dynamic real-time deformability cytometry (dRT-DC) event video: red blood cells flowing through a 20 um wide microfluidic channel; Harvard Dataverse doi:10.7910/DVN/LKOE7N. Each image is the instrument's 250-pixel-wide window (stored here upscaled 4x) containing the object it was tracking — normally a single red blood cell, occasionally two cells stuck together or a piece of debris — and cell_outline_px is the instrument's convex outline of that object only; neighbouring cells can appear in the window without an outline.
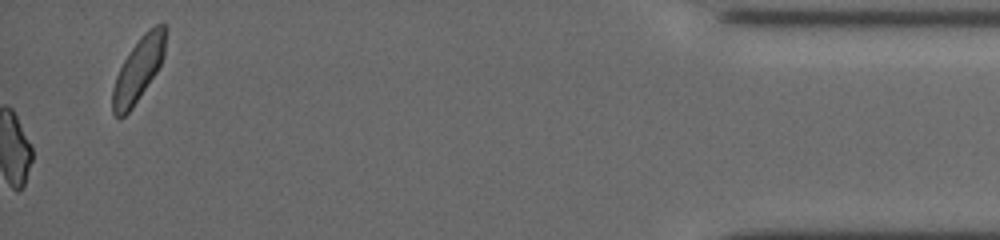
{"species": "common noctule bat (a hibernating species)", "species_latin": "Nyctalus noctula", "temperature_condition": "cold", "stored_images_in_passage": 42, "camera_frame_rate_fps": 3000, "um_per_image_px": 0.085, "animal": {"sex": "female", "body_mass_g": 19.5, "forearm_length_mm": 54.1}, "frame": {"image": 1, "passage_image": 42, "time_ms": 13.667, "image_size_px": [1000, 240], "cell_outline_px": [[168, 28], [164, 56], [156, 72], [132, 108], [120, 120], [112, 112], [112, 88], [116, 76], [124, 60], [140, 36], [144, 32], [156, 24], [164, 24]], "centroid_in_image_um": [11.77, 5.89], "position_along_channel_um": 423.4, "area_um2": 19.71}, "authors_computed_cell_mechanics": {"area_um2": 17.7157, "velocity_mm_per_s": 3.7792, "shape_relaxation_time_tau1_ms": 8.0311, "shape_relaxation_time_tau2_ms": 2.7196, "deformation_change_tau1": 0.1311, "deformation_change_tau2": 0.0581}}